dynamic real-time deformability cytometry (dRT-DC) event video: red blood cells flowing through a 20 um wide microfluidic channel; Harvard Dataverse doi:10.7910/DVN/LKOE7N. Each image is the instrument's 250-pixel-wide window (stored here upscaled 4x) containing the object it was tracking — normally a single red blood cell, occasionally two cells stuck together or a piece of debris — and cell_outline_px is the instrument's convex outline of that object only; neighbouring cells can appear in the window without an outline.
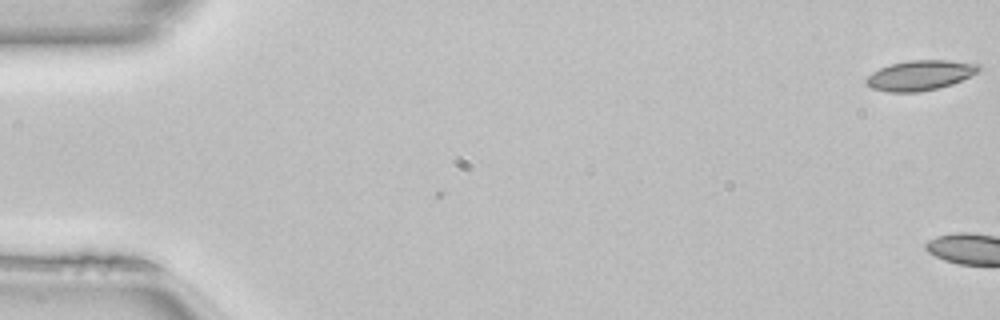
{"species": "common noctule bat (a hibernating species)", "species_latin": "Nyctalus noctula", "temperature_condition": "room temperature", "stored_images_in_passage": 3, "camera_frame_rate_fps": 3000, "um_per_image_px": 0.085, "animal": {"sex": "female", "body_mass_g": 22.7, "forearm_length_mm": 54.2}, "frame": {"image": 1, "passage_image": 1, "time_ms": 0.0, "image_size_px": [1000, 320], "cell_outline_px": [[984, 68], [980, 72], [952, 84], [940, 88], [920, 92], [888, 92], [872, 88], [864, 80], [872, 72], [880, 68], [892, 64], [912, 60], [948, 60], [980, 64]], "centroid_in_image_um": [78.27, 6.4], "position_along_channel_um": 6.7, "area_um2": 19.83}}